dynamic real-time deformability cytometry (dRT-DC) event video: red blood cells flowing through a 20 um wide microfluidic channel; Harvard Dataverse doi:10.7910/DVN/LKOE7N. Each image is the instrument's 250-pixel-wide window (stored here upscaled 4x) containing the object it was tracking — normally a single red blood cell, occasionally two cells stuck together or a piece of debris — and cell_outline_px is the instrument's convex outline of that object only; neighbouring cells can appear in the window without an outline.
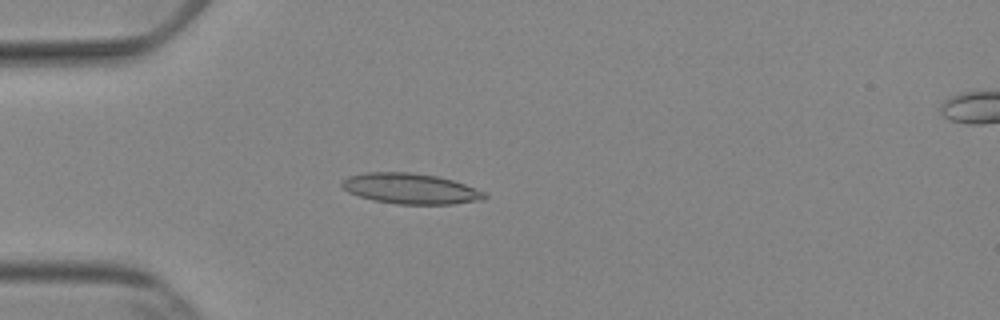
{"species": "Egyptian fruit bat (a non-hibernating species)", "species_latin": "Rousettus aegyptiacus", "temperature_condition": "cold", "stored_images_in_passage": 38, "camera_frame_rate_fps": 3000, "um_per_image_px": 0.085, "animal": {"sex": "female"}, "frame": {"image": 1, "passage_image": 1, "time_ms": 0.0, "image_size_px": [1000, 320], "cell_outline_px": [[488, 196], [484, 200], [452, 204], [396, 204], [372, 200], [348, 192], [340, 184], [340, 180], [348, 176], [364, 172], [412, 172], [436, 176], [452, 180], [488, 192]], "centroid_in_image_um": [34.9, 16.03], "position_along_channel_um": 50.1, "area_um2": 25.66}}
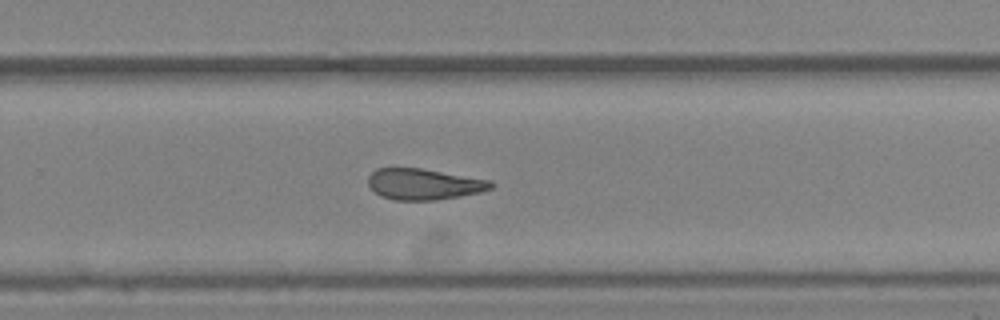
{"frame": {"image": 2, "passage_image": 21, "time_ms": 6.667, "image_size_px": [1000, 320], "cell_outline_px": [[492, 188], [480, 192], [460, 196], [436, 200], [392, 200], [380, 196], [368, 184], [368, 176], [376, 168], [420, 168], [492, 180]], "centroid_in_image_um": [36.02, 15.65], "position_along_channel_um": 293.8, "area_um2": 22.2}}
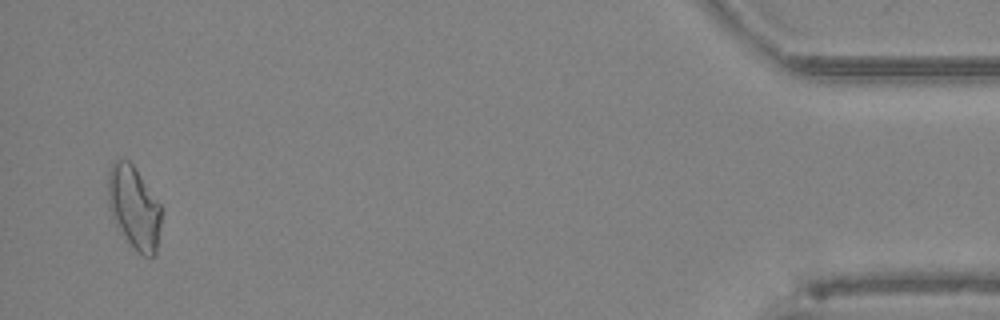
{"frame": {"image": 3, "passage_image": 37, "time_ms": 12.0, "image_size_px": [1000, 320], "cell_outline_px": [[160, 228], [156, 256], [144, 256], [124, 240], [112, 216], [108, 204], [108, 172], [112, 160], [128, 160], [132, 164], [160, 204]], "centroid_in_image_um": [11.37, 17.66], "position_along_channel_um": 423.8, "area_um2": 25.66}, "authors_computed_cell_mechanics": {"area_um2": 23.2356, "velocity_mm_per_s": 3.8755, "shape_relaxation_time_tau1_ms": null, "shape_relaxation_time_tau2_ms": 4.5056, "deformation_change_tau1": null, "deformation_change_tau2": 0.1457}}